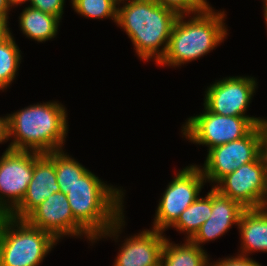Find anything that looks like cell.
<instances>
[{"label":"cell","mask_w":267,"mask_h":266,"mask_svg":"<svg viewBox=\"0 0 267 266\" xmlns=\"http://www.w3.org/2000/svg\"><path fill=\"white\" fill-rule=\"evenodd\" d=\"M124 192L88 170L66 194L74 218L95 238L117 240L125 226ZM116 237V238H115ZM97 240V241H96Z\"/></svg>","instance_id":"6da1fadb"},{"label":"cell","mask_w":267,"mask_h":266,"mask_svg":"<svg viewBox=\"0 0 267 266\" xmlns=\"http://www.w3.org/2000/svg\"><path fill=\"white\" fill-rule=\"evenodd\" d=\"M121 3L123 7H119ZM178 16L154 0H124L118 2L116 25L124 29L140 60L153 59L157 65L166 53Z\"/></svg>","instance_id":"7a4b0ae2"},{"label":"cell","mask_w":267,"mask_h":266,"mask_svg":"<svg viewBox=\"0 0 267 266\" xmlns=\"http://www.w3.org/2000/svg\"><path fill=\"white\" fill-rule=\"evenodd\" d=\"M57 101L37 103L8 114L6 148L47 154L62 150L68 132L67 113ZM13 137V140L11 139Z\"/></svg>","instance_id":"3957f363"},{"label":"cell","mask_w":267,"mask_h":266,"mask_svg":"<svg viewBox=\"0 0 267 266\" xmlns=\"http://www.w3.org/2000/svg\"><path fill=\"white\" fill-rule=\"evenodd\" d=\"M225 15V11L216 12L210 5L193 14V17L179 15L172 28L166 53L157 65L179 67L208 54L228 35ZM186 16L188 20H185Z\"/></svg>","instance_id":"277c9868"},{"label":"cell","mask_w":267,"mask_h":266,"mask_svg":"<svg viewBox=\"0 0 267 266\" xmlns=\"http://www.w3.org/2000/svg\"><path fill=\"white\" fill-rule=\"evenodd\" d=\"M58 240L25 219L0 220V266H38Z\"/></svg>","instance_id":"5b68a950"},{"label":"cell","mask_w":267,"mask_h":266,"mask_svg":"<svg viewBox=\"0 0 267 266\" xmlns=\"http://www.w3.org/2000/svg\"><path fill=\"white\" fill-rule=\"evenodd\" d=\"M255 127L247 117L218 115L204 107L203 113L187 118L181 132L192 143L207 146L209 151L245 137Z\"/></svg>","instance_id":"8992f818"},{"label":"cell","mask_w":267,"mask_h":266,"mask_svg":"<svg viewBox=\"0 0 267 266\" xmlns=\"http://www.w3.org/2000/svg\"><path fill=\"white\" fill-rule=\"evenodd\" d=\"M205 183L199 165L194 164L179 170L159 199L151 229L164 232L170 228L181 213L199 197Z\"/></svg>","instance_id":"52a82bcc"},{"label":"cell","mask_w":267,"mask_h":266,"mask_svg":"<svg viewBox=\"0 0 267 266\" xmlns=\"http://www.w3.org/2000/svg\"><path fill=\"white\" fill-rule=\"evenodd\" d=\"M264 130L257 125L248 135L207 151L202 173L206 183L214 187L223 177L237 170L241 165L254 161L262 153Z\"/></svg>","instance_id":"ba28073f"},{"label":"cell","mask_w":267,"mask_h":266,"mask_svg":"<svg viewBox=\"0 0 267 266\" xmlns=\"http://www.w3.org/2000/svg\"><path fill=\"white\" fill-rule=\"evenodd\" d=\"M257 80L249 76L225 77L210 84L205 91L204 107L215 114L249 118L256 126L264 118L250 117L246 111L257 89Z\"/></svg>","instance_id":"9c48e42d"},{"label":"cell","mask_w":267,"mask_h":266,"mask_svg":"<svg viewBox=\"0 0 267 266\" xmlns=\"http://www.w3.org/2000/svg\"><path fill=\"white\" fill-rule=\"evenodd\" d=\"M213 188L245 209L261 208L267 193V164L263 154L223 177Z\"/></svg>","instance_id":"30bf717a"},{"label":"cell","mask_w":267,"mask_h":266,"mask_svg":"<svg viewBox=\"0 0 267 266\" xmlns=\"http://www.w3.org/2000/svg\"><path fill=\"white\" fill-rule=\"evenodd\" d=\"M33 177V152L8 149L0 157V213L9 215L23 200Z\"/></svg>","instance_id":"8fae6325"},{"label":"cell","mask_w":267,"mask_h":266,"mask_svg":"<svg viewBox=\"0 0 267 266\" xmlns=\"http://www.w3.org/2000/svg\"><path fill=\"white\" fill-rule=\"evenodd\" d=\"M25 220L34 227L51 233L58 241L63 236L95 238L74 218L66 194L55 192L38 205Z\"/></svg>","instance_id":"7c38bea8"},{"label":"cell","mask_w":267,"mask_h":266,"mask_svg":"<svg viewBox=\"0 0 267 266\" xmlns=\"http://www.w3.org/2000/svg\"><path fill=\"white\" fill-rule=\"evenodd\" d=\"M55 192H60L55 171V151L47 154L33 152V177L22 202L9 214L25 219L38 205Z\"/></svg>","instance_id":"4fadbf2b"},{"label":"cell","mask_w":267,"mask_h":266,"mask_svg":"<svg viewBox=\"0 0 267 266\" xmlns=\"http://www.w3.org/2000/svg\"><path fill=\"white\" fill-rule=\"evenodd\" d=\"M155 229L139 232L124 240L113 266H159L166 236Z\"/></svg>","instance_id":"5bb4252c"},{"label":"cell","mask_w":267,"mask_h":266,"mask_svg":"<svg viewBox=\"0 0 267 266\" xmlns=\"http://www.w3.org/2000/svg\"><path fill=\"white\" fill-rule=\"evenodd\" d=\"M244 210L245 208L239 202L221 195L212 187L211 216L190 240L202 248L203 243L223 236L232 225L238 226Z\"/></svg>","instance_id":"9a60e30c"},{"label":"cell","mask_w":267,"mask_h":266,"mask_svg":"<svg viewBox=\"0 0 267 266\" xmlns=\"http://www.w3.org/2000/svg\"><path fill=\"white\" fill-rule=\"evenodd\" d=\"M240 232V255L267 252V212L262 208L245 209L237 226Z\"/></svg>","instance_id":"2e32d148"},{"label":"cell","mask_w":267,"mask_h":266,"mask_svg":"<svg viewBox=\"0 0 267 266\" xmlns=\"http://www.w3.org/2000/svg\"><path fill=\"white\" fill-rule=\"evenodd\" d=\"M20 31L27 38L45 42L56 37L60 20L28 5L19 16Z\"/></svg>","instance_id":"e0dca14e"},{"label":"cell","mask_w":267,"mask_h":266,"mask_svg":"<svg viewBox=\"0 0 267 266\" xmlns=\"http://www.w3.org/2000/svg\"><path fill=\"white\" fill-rule=\"evenodd\" d=\"M168 239L163 245L161 266H211L207 252L191 240L175 244Z\"/></svg>","instance_id":"ac0fdd59"},{"label":"cell","mask_w":267,"mask_h":266,"mask_svg":"<svg viewBox=\"0 0 267 266\" xmlns=\"http://www.w3.org/2000/svg\"><path fill=\"white\" fill-rule=\"evenodd\" d=\"M212 189L206 197H198L180 215L177 221L171 226L180 233H185L186 239L190 240L206 222L212 213Z\"/></svg>","instance_id":"d6986e66"},{"label":"cell","mask_w":267,"mask_h":266,"mask_svg":"<svg viewBox=\"0 0 267 266\" xmlns=\"http://www.w3.org/2000/svg\"><path fill=\"white\" fill-rule=\"evenodd\" d=\"M20 52L12 34L0 44V90L2 91L15 80L22 60Z\"/></svg>","instance_id":"ffe728a7"},{"label":"cell","mask_w":267,"mask_h":266,"mask_svg":"<svg viewBox=\"0 0 267 266\" xmlns=\"http://www.w3.org/2000/svg\"><path fill=\"white\" fill-rule=\"evenodd\" d=\"M55 171L60 191L67 194L88 169L62 149L55 151Z\"/></svg>","instance_id":"44dd1931"},{"label":"cell","mask_w":267,"mask_h":266,"mask_svg":"<svg viewBox=\"0 0 267 266\" xmlns=\"http://www.w3.org/2000/svg\"><path fill=\"white\" fill-rule=\"evenodd\" d=\"M77 14L90 19H112L117 22L118 2L116 0H71Z\"/></svg>","instance_id":"7402d4cb"},{"label":"cell","mask_w":267,"mask_h":266,"mask_svg":"<svg viewBox=\"0 0 267 266\" xmlns=\"http://www.w3.org/2000/svg\"><path fill=\"white\" fill-rule=\"evenodd\" d=\"M178 15H191L205 10L210 4L207 0H154Z\"/></svg>","instance_id":"603a6c76"},{"label":"cell","mask_w":267,"mask_h":266,"mask_svg":"<svg viewBox=\"0 0 267 266\" xmlns=\"http://www.w3.org/2000/svg\"><path fill=\"white\" fill-rule=\"evenodd\" d=\"M65 0H30L31 7L39 9L44 13L56 16L61 20L64 13Z\"/></svg>","instance_id":"cb8c5ba5"},{"label":"cell","mask_w":267,"mask_h":266,"mask_svg":"<svg viewBox=\"0 0 267 266\" xmlns=\"http://www.w3.org/2000/svg\"><path fill=\"white\" fill-rule=\"evenodd\" d=\"M222 259L211 262V266H262L252 258L240 254Z\"/></svg>","instance_id":"d4e9b609"},{"label":"cell","mask_w":267,"mask_h":266,"mask_svg":"<svg viewBox=\"0 0 267 266\" xmlns=\"http://www.w3.org/2000/svg\"><path fill=\"white\" fill-rule=\"evenodd\" d=\"M9 140V125L7 116L0 117V144Z\"/></svg>","instance_id":"484cf974"},{"label":"cell","mask_w":267,"mask_h":266,"mask_svg":"<svg viewBox=\"0 0 267 266\" xmlns=\"http://www.w3.org/2000/svg\"><path fill=\"white\" fill-rule=\"evenodd\" d=\"M10 9L7 0H0V21L8 22Z\"/></svg>","instance_id":"4316f807"},{"label":"cell","mask_w":267,"mask_h":266,"mask_svg":"<svg viewBox=\"0 0 267 266\" xmlns=\"http://www.w3.org/2000/svg\"><path fill=\"white\" fill-rule=\"evenodd\" d=\"M7 23L8 22L0 21V44L12 34Z\"/></svg>","instance_id":"83f0119b"},{"label":"cell","mask_w":267,"mask_h":266,"mask_svg":"<svg viewBox=\"0 0 267 266\" xmlns=\"http://www.w3.org/2000/svg\"><path fill=\"white\" fill-rule=\"evenodd\" d=\"M262 127L264 130V138L262 141V154L266 160V164H267V120L264 119V122L262 123Z\"/></svg>","instance_id":"f1b7e54d"},{"label":"cell","mask_w":267,"mask_h":266,"mask_svg":"<svg viewBox=\"0 0 267 266\" xmlns=\"http://www.w3.org/2000/svg\"><path fill=\"white\" fill-rule=\"evenodd\" d=\"M27 1L30 2V0H7L10 8L18 6V5H22V4L26 3Z\"/></svg>","instance_id":"f546056e"},{"label":"cell","mask_w":267,"mask_h":266,"mask_svg":"<svg viewBox=\"0 0 267 266\" xmlns=\"http://www.w3.org/2000/svg\"><path fill=\"white\" fill-rule=\"evenodd\" d=\"M263 1V3H264V20H265V22H266V27H267V0H262Z\"/></svg>","instance_id":"4dcf8cb0"},{"label":"cell","mask_w":267,"mask_h":266,"mask_svg":"<svg viewBox=\"0 0 267 266\" xmlns=\"http://www.w3.org/2000/svg\"><path fill=\"white\" fill-rule=\"evenodd\" d=\"M261 208H262L265 212H267V193H266V196H265V199H264V202H263Z\"/></svg>","instance_id":"1f68e13d"}]
</instances>
